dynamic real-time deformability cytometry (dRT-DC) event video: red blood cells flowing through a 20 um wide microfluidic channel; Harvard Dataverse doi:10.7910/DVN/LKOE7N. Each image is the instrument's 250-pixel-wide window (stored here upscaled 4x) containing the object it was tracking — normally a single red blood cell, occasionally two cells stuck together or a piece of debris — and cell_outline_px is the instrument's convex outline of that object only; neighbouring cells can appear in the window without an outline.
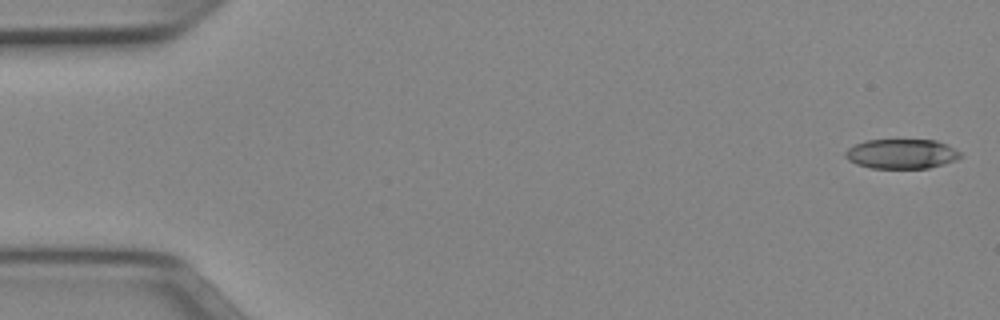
{"species": "Egyptian fruit bat (a non-hibernating species)", "species_latin": "Rousettus aegyptiacus", "temperature_condition": "cold", "stored_images_in_passage": 50, "camera_frame_rate_fps": 3000, "um_per_image_px": 0.085, "animal": {"sex": "female"}, "frame": {"image": 1, "passage_image": 1, "time_ms": 0.0, "image_size_px": [1000, 320], "cell_outline_px": [[964, 156], [956, 160], [944, 164], [928, 168], [872, 168], [856, 164], [848, 160], [844, 156], [844, 152], [848, 148], [864, 140], [936, 140], [948, 144], [956, 148]], "centroid_in_image_um": [76.66, 13.07], "position_along_channel_um": 8.3, "area_um2": 20.11}}
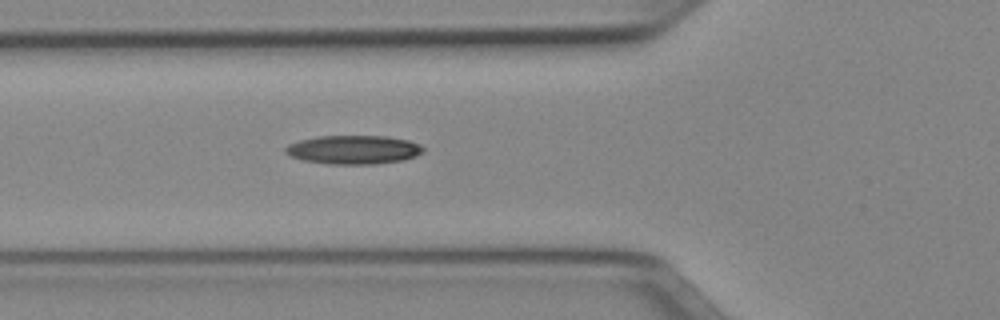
{"frame": {"image": 2, "passage_image": 18, "time_ms": 5.667, "image_size_px": [1000, 320], "cell_outline_px": [[424, 152], [416, 156], [404, 160], [372, 164], [328, 164], [304, 160], [292, 156], [284, 152], [284, 148], [288, 144], [300, 140], [316, 136], [388, 136], [408, 140], [420, 144], [424, 148]], "centroid_in_image_um": [30.07, 12.72], "position_along_channel_um": 95.7, "area_um2": 23.18}}
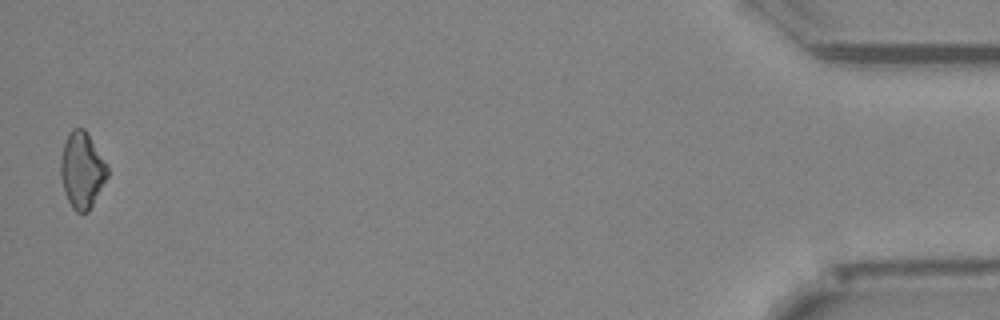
{"frame": {"image": 3, "passage_image": 50, "time_ms": 16.333, "image_size_px": [1000, 320], "cell_outline_px": [[108, 176], [88, 212], [76, 212], [72, 208], [64, 192], [60, 176], [60, 160], [64, 140], [68, 132], [72, 128], [84, 128], [104, 160], [108, 168]], "centroid_in_image_um": [6.94, 14.45], "position_along_channel_um": 428.3, "area_um2": 20.69}}